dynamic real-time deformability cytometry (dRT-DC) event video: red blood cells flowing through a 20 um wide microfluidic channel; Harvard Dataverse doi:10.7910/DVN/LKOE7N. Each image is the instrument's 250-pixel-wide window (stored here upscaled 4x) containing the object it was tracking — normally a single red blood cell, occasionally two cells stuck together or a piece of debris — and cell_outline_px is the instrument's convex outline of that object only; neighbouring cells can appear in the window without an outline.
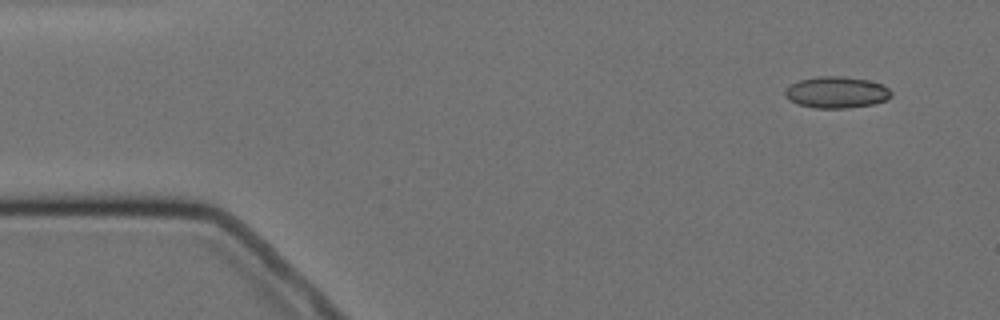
{"species": "Egyptian fruit bat (a non-hibernating species)", "species_latin": "Rousettus aegyptiacus", "temperature_condition": "cold", "stored_images_in_passage": 4, "camera_frame_rate_fps": 3000, "um_per_image_px": 0.085, "animal": {"sex": "female"}, "frame": {"image": 1, "passage_image": 1, "time_ms": 0.0, "image_size_px": [1000, 320], "cell_outline_px": [[892, 96], [888, 100], [872, 104], [848, 108], [816, 108], [800, 104], [788, 100], [784, 96], [784, 92], [788, 84], [800, 80], [816, 76], [844, 76], [868, 80], [884, 84], [892, 92]], "centroid_in_image_um": [71.11, 7.84], "position_along_channel_um": 13.9, "area_um2": 19.77}}
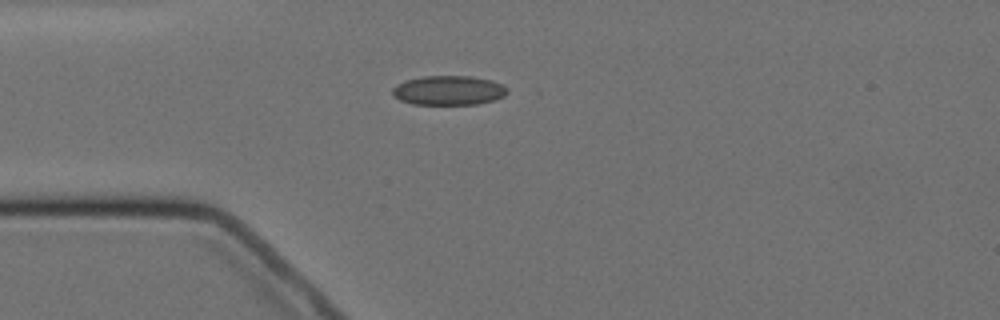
{"frame": {"image": 2, "passage_image": 4, "time_ms": 3.333, "image_size_px": [1000, 320], "cell_outline_px": [[508, 92], [504, 96], [496, 100], [476, 104], [412, 104], [400, 100], [392, 92], [392, 88], [396, 84], [404, 80], [424, 76], [472, 76], [492, 80], [504, 84], [508, 88]], "centroid_in_image_um": [38.17, 7.67], "position_along_channel_um": 46.8, "area_um2": 19.88}}